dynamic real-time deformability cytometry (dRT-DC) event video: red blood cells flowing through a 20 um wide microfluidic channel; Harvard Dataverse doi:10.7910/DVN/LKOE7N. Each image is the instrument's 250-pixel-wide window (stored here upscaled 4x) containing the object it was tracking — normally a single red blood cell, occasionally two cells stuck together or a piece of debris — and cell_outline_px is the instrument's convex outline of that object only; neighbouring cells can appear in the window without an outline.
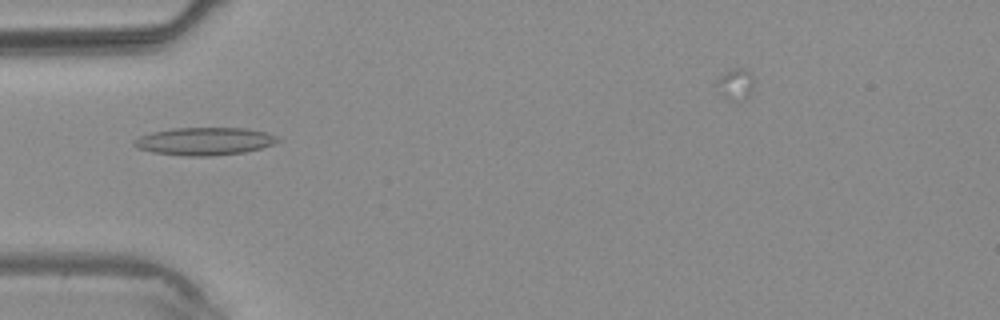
{"species": "common noctule bat (a hibernating species)", "species_latin": "Nyctalus noctula", "temperature_condition": "warm", "stored_images_in_passage": 3, "camera_frame_rate_fps": 3000, "um_per_image_px": 0.085, "animal": {"sex": "male", "body_mass_g": 20.4}, "frame": {"image": 1, "passage_image": 2, "time_ms": 1.333, "image_size_px": [1000, 320], "cell_outline_px": [[284, 140], [260, 148], [244, 152], [212, 156], [188, 156], [152, 152], [136, 148], [132, 144], [132, 140], [140, 136], [152, 132], [172, 128], [244, 128], [264, 132], [276, 136]], "centroid_in_image_um": [17.35, 12.01], "position_along_channel_um": 67.6, "area_um2": 23.24}}